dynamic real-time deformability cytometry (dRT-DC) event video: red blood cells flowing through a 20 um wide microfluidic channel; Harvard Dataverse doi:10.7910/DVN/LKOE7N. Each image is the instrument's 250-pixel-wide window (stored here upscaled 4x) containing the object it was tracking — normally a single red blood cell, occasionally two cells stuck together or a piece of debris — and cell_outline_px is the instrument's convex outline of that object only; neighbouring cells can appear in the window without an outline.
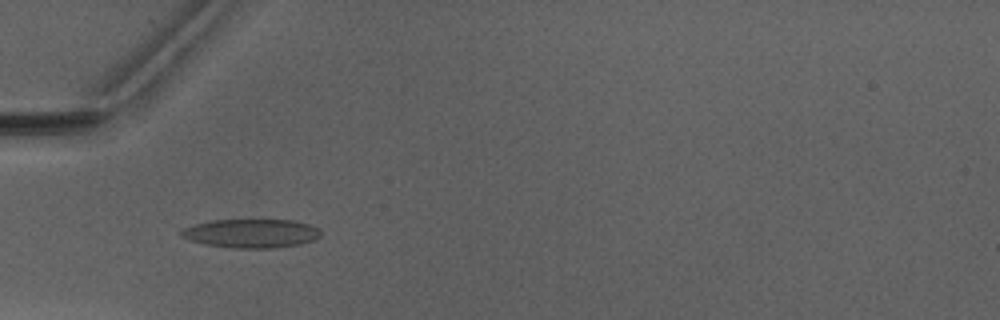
{"species": "Egyptian fruit bat (a non-hibernating species)", "species_latin": "Rousettus aegyptiacus", "temperature_condition": "warm", "stored_images_in_passage": 6, "camera_frame_rate_fps": 3000, "um_per_image_px": 0.085, "animal": {"sex": "male"}, "frame": {"image": 1, "passage_image": 4, "time_ms": 4.333, "image_size_px": [1000, 320], "cell_outline_px": [[320, 236], [316, 240], [300, 244], [272, 248], [232, 248], [204, 244], [188, 240], [180, 236], [180, 232], [184, 228], [196, 224], [212, 220], [292, 220], [308, 224], [316, 228], [320, 232]], "centroid_in_image_um": [21.33, 19.84], "position_along_channel_um": 63.7, "area_um2": 23.35}}
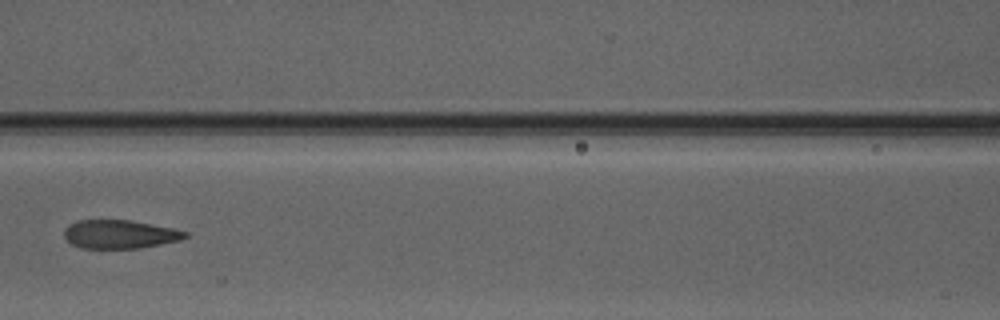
{"frame": {"image": 2, "passage_image": 6, "time_ms": 6.667, "image_size_px": [1000, 320], "cell_outline_px": [[188, 236], [180, 240], [140, 248], [80, 248], [72, 244], [64, 236], [64, 228], [68, 224], [76, 220], [132, 220], [172, 228], [188, 232]], "centroid_in_image_um": [10.16, 19.9], "position_along_channel_um": 156.4, "area_um2": 20.17}}